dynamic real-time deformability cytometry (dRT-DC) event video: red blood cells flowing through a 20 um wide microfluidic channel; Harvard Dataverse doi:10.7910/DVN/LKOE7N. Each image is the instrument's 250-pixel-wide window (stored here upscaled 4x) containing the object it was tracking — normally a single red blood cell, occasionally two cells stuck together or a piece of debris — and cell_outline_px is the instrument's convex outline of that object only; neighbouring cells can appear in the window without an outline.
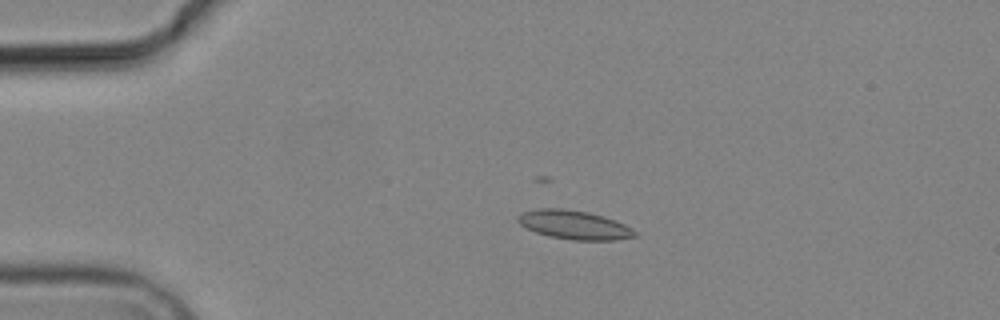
{"species": "common noctule bat (a hibernating species)", "species_latin": "Nyctalus noctula", "temperature_condition": "cold", "stored_images_in_passage": 3, "camera_frame_rate_fps": 3000, "um_per_image_px": 0.085, "animal": {"sex": "male", "body_mass_g": 19.2, "forearm_length_mm": 51.8}, "frame": {"image": 1, "passage_image": 2, "time_ms": 1.333, "image_size_px": [1000, 320], "cell_outline_px": [[640, 236], [616, 240], [572, 240], [548, 236], [536, 232], [520, 224], [516, 220], [516, 216], [524, 212], [540, 208], [560, 208], [588, 212], [624, 224], [632, 228]], "centroid_in_image_um": [48.81, 19.12], "position_along_channel_um": 36.2, "area_um2": 19.54}}